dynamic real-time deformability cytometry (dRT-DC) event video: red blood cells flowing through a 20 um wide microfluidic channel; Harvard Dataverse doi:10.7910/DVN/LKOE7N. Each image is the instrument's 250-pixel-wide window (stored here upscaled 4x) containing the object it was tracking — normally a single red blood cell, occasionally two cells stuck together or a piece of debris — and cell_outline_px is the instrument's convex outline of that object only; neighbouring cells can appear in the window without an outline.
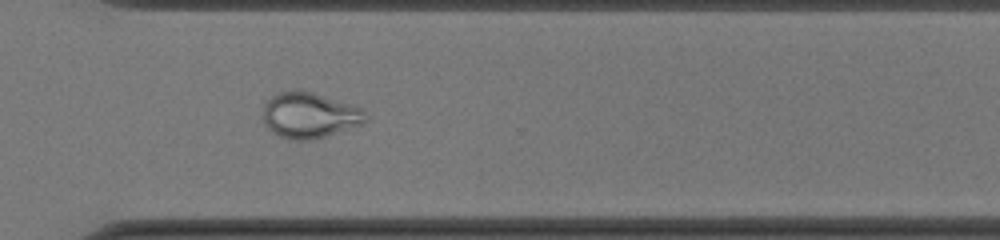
{"species": "common noctule bat (a hibernating species)", "species_latin": "Nyctalus noctula", "temperature_condition": "cold", "stored_images_in_passage": 51, "camera_frame_rate_fps": 3000, "um_per_image_px": 0.085, "animal": {"sex": "female", "body_mass_g": 22.0, "forearm_length_mm": 56.7}, "frame": {"image": 1, "passage_image": 37, "time_ms": 12.0, "image_size_px": [1000, 240], "cell_outline_px": [[368, 120], [360, 124], [312, 140], [292, 140], [280, 136], [272, 132], [264, 124], [264, 104], [272, 96], [280, 92], [312, 92], [352, 104], [364, 108], [368, 116]], "centroid_in_image_um": [26.33, 9.81], "position_along_channel_um": 344.3, "area_um2": 26.93}}